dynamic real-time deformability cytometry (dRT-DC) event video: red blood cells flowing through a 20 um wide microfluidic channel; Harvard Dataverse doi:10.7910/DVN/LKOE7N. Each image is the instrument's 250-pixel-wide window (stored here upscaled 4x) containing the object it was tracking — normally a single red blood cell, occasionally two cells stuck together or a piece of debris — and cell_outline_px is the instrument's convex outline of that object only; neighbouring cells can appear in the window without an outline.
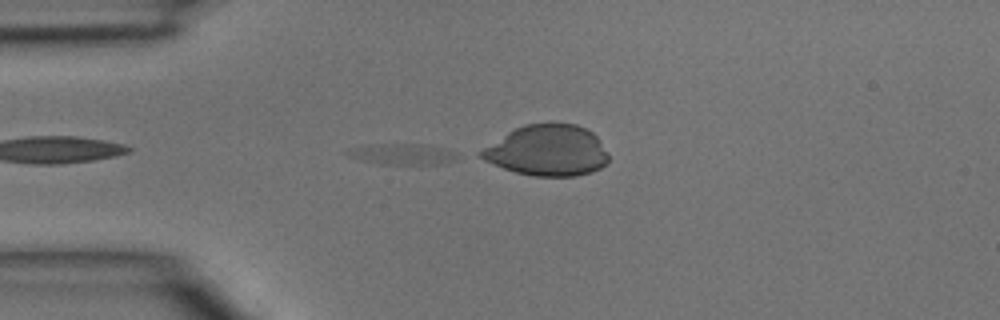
{"species": "common noctule bat (a hibernating species)", "species_latin": "Nyctalus noctula", "temperature_condition": "room temperature", "stored_images_in_passage": 5, "camera_frame_rate_fps": 3000, "um_per_image_px": 0.085, "animal": {"sex": "male", "body_mass_g": 15.6}, "frame": {"image": 1, "passage_image": 4, "time_ms": 1.0, "image_size_px": [1000, 320], "cell_outline_px": [[460, 156], [456, 160], [440, 164], [380, 164], [348, 156], [344, 152], [368, 144], [420, 144], [440, 148], [452, 152]], "centroid_in_image_um": [34.21, 13.11], "position_along_channel_um": 50.8, "area_um2": 13.06}}